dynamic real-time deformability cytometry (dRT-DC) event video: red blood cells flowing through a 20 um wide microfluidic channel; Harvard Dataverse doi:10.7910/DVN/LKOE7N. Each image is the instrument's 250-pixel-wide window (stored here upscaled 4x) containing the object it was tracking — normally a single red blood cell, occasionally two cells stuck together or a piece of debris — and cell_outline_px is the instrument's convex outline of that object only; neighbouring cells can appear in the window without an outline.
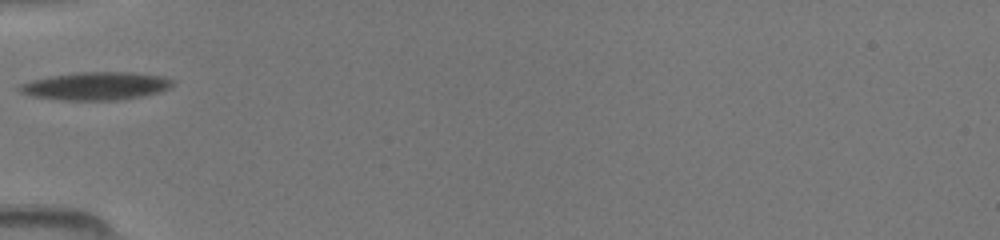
{"species": "common noctule bat (a hibernating species)", "species_latin": "Nyctalus noctula", "temperature_condition": "room temperature", "stored_images_in_passage": 20, "camera_frame_rate_fps": 3000, "um_per_image_px": 0.085, "animal": {"sex": "female", "body_mass_g": 19.5, "forearm_length_mm": 54.1}, "frame": {"image": 1, "passage_image": 1, "time_ms": 0.0, "image_size_px": [1000, 240], "cell_outline_px": [[172, 84], [168, 88], [160, 92], [120, 100], [60, 100], [32, 96], [20, 92], [16, 88], [20, 84], [32, 80], [52, 76], [80, 72], [128, 72], [160, 76], [172, 80]], "centroid_in_image_um": [8.1, 7.32], "position_along_channel_um": 76.9, "area_um2": 24.68}}
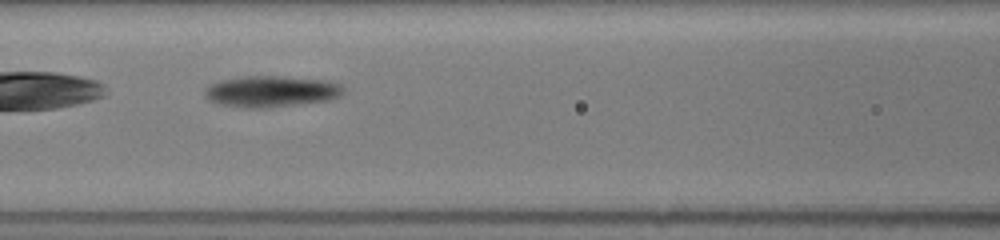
{"frame": {"image": 2, "passage_image": 6, "time_ms": 1.667, "image_size_px": [1000, 240], "cell_outline_px": [[344, 88], [340, 96], [328, 100], [268, 108], [244, 108], [220, 104], [208, 100], [204, 92], [212, 84], [220, 80], [244, 76], [280, 76], [324, 80], [340, 84]], "centroid_in_image_um": [23.04, 7.77], "position_along_channel_um": 143.6, "area_um2": 25.09}}
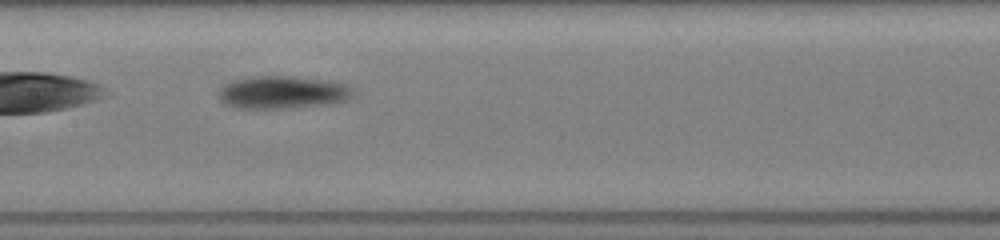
{"frame": {"image": 3, "passage_image": 9, "time_ms": 2.667, "image_size_px": [1000, 240], "cell_outline_px": [[352, 96], [344, 100], [328, 104], [284, 108], [236, 108], [220, 100], [220, 88], [224, 84], [236, 80], [256, 76], [292, 76], [320, 80], [344, 84], [352, 88]], "centroid_in_image_um": [23.99, 7.85], "position_along_channel_um": 183.4, "area_um2": 25.03}}